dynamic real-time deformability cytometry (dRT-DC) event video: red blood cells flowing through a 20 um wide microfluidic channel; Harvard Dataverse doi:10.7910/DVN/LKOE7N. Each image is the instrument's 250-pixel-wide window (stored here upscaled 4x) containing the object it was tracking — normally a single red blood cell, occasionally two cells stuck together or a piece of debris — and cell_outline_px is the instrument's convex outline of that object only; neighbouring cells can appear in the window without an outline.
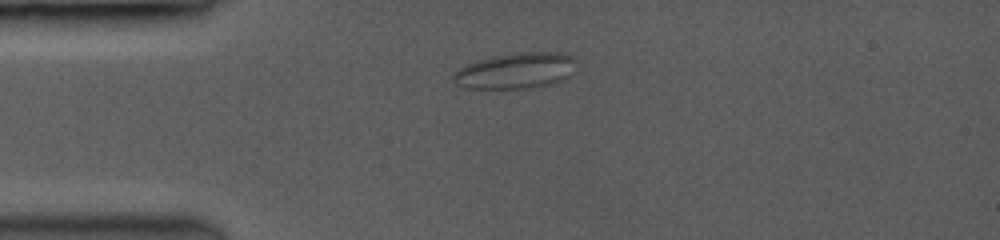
{"species": "common noctule bat (a hibernating species)", "species_latin": "Nyctalus noctula", "temperature_condition": "room temperature", "stored_images_in_passage": 30, "camera_frame_rate_fps": 3500, "um_per_image_px": 0.085, "animal": {"sex": "female", "body_mass_g": 19.0, "forearm_length_mm": 53.3}, "frame": {"image": 1, "passage_image": 1, "time_ms": 0.0, "image_size_px": [1000, 240], "cell_outline_px": [[572, 60], [564, 76], [548, 84], [520, 88], [468, 88], [460, 84], [456, 80], [456, 72], [464, 64], [500, 56], [532, 52], [548, 52], [568, 56]], "centroid_in_image_um": [43.7, 6.02], "position_along_channel_um": 41.3, "area_um2": 23.47}}
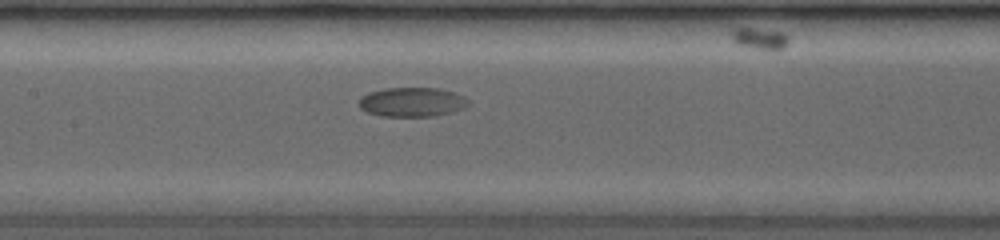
{"frame": {"image": 2, "passage_image": 11, "time_ms": 4.286, "image_size_px": [1000, 240], "cell_outline_px": [[468, 104], [460, 108], [448, 112], [432, 116], [380, 116], [368, 112], [360, 108], [360, 100], [364, 96], [372, 92], [384, 88], [436, 88], [452, 92], [464, 96], [468, 100]], "centroid_in_image_um": [35.0, 8.67], "position_along_channel_um": 172.4, "area_um2": 18.15}}
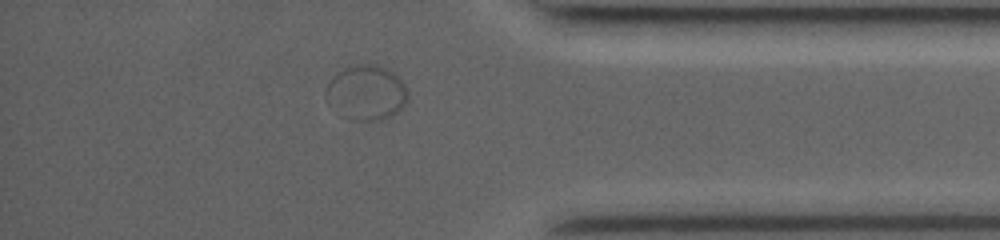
{"frame": {"image": 3, "passage_image": 25, "time_ms": 10.857, "image_size_px": [1000, 240], "cell_outline_px": [[408, 100], [392, 116], [380, 120], [356, 120], [324, 100], [324, 92], [328, 84], [344, 68], [356, 64], [380, 64], [392, 72], [408, 88]], "centroid_in_image_um": [31.18, 7.84], "position_along_channel_um": 404.0, "area_um2": 25.66}}